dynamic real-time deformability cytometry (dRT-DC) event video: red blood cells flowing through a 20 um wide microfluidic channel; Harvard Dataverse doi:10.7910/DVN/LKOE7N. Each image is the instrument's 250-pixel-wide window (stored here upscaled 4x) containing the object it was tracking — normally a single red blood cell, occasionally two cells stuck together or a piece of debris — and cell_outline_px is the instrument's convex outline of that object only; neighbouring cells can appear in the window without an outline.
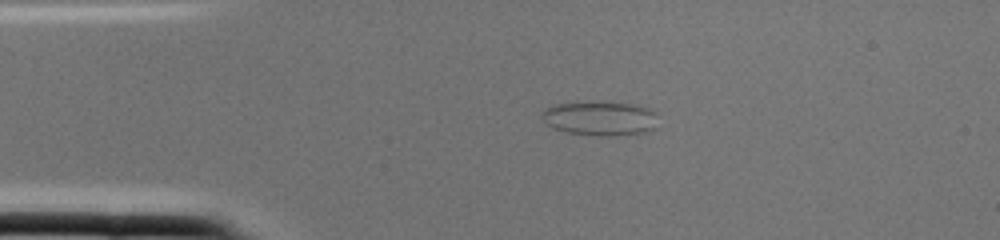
{"species": "common noctule bat (a hibernating species)", "species_latin": "Nyctalus noctula", "temperature_condition": "cold", "stored_images_in_passage": 1, "camera_frame_rate_fps": 3000, "um_per_image_px": 0.085, "animal": {"sex": "female", "body_mass_g": 22.0, "forearm_length_mm": 56.7}, "frame": {"image": 1, "passage_image": 1, "time_ms": 0.0, "image_size_px": [1000, 240], "cell_outline_px": [[656, 128], [648, 132], [616, 136], [604, 136], [568, 132], [552, 128], [540, 116], [540, 112], [544, 108], [556, 104], [628, 104], [648, 108], [656, 112]], "centroid_in_image_um": [51.02, 10.11], "position_along_channel_um": 34.0, "area_um2": 22.6}}